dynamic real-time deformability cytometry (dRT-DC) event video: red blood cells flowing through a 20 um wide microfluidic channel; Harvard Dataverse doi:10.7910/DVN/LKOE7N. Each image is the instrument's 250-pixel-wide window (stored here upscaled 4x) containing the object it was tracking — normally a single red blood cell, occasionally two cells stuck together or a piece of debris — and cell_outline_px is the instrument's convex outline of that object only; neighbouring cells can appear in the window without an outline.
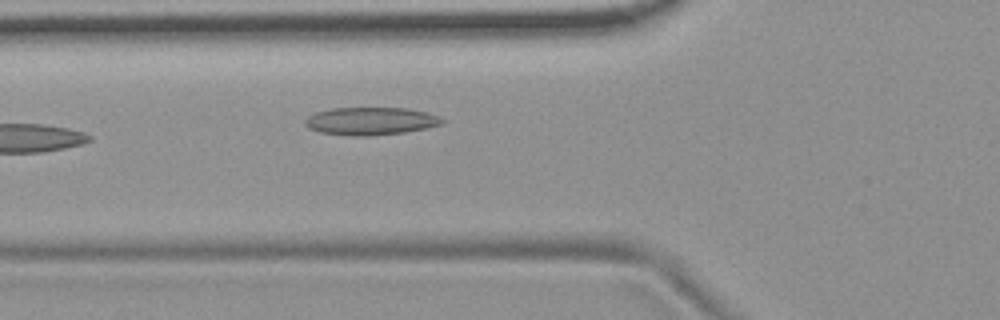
{"species": "common noctule bat (a hibernating species)", "species_latin": "Nyctalus noctula", "temperature_condition": "room temperature", "stored_images_in_passage": 6, "camera_frame_rate_fps": 3000, "um_per_image_px": 0.085, "animal": {"sex": "female", "body_mass_g": 19.9}, "frame": {"image": 1, "passage_image": 6, "time_ms": 6.0, "image_size_px": [1000, 320], "cell_outline_px": [[444, 124], [428, 128], [404, 132], [368, 136], [348, 136], [320, 132], [308, 128], [304, 124], [304, 120], [308, 116], [316, 112], [332, 108], [408, 108], [428, 112], [440, 116], [444, 120]], "centroid_in_image_um": [31.53, 10.29], "position_along_channel_um": 94.3, "area_um2": 22.43}}